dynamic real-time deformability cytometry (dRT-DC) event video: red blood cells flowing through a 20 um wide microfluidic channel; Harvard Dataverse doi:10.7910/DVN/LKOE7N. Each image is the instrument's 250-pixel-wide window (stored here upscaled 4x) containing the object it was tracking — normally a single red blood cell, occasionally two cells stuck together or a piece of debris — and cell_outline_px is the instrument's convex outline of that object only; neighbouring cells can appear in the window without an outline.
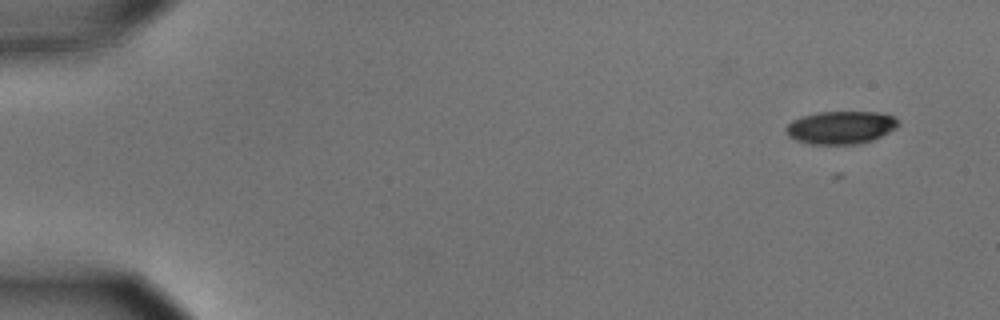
{"species": "common noctule bat (a hibernating species)", "species_latin": "Nyctalus noctula", "temperature_condition": "cold", "stored_images_in_passage": 6, "camera_frame_rate_fps": 3000, "um_per_image_px": 0.085, "animal": {"sex": "male", "body_mass_g": 15.6}, "frame": {"image": 1, "passage_image": 1, "time_ms": 0.0, "image_size_px": [1000, 320], "cell_outline_px": [[900, 124], [896, 128], [872, 140], [856, 144], [812, 144], [796, 140], [788, 136], [784, 128], [792, 120], [800, 116], [816, 112], [880, 112], [896, 116], [900, 120]], "centroid_in_image_um": [71.48, 10.82], "position_along_channel_um": 13.5, "area_um2": 21.73}}
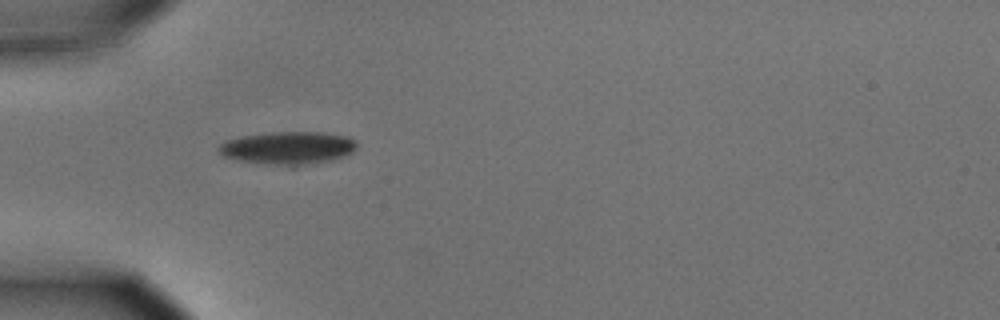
{"frame": {"image": 2, "passage_image": 5, "time_ms": 1.333, "image_size_px": [1000, 320], "cell_outline_px": [[356, 148], [348, 156], [332, 160], [292, 168], [288, 168], [240, 160], [224, 156], [216, 148], [224, 140], [244, 136], [272, 132], [324, 132], [348, 136], [356, 140]], "centroid_in_image_um": [24.52, 12.6], "position_along_channel_um": 60.5, "area_um2": 27.05}}
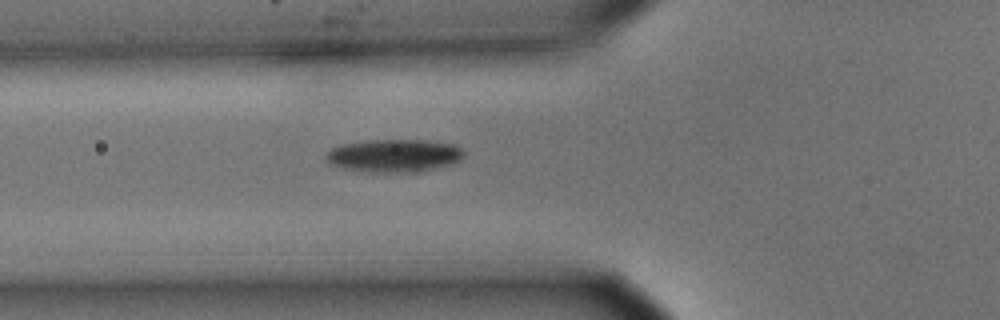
{"frame": {"image": 3, "passage_image": 6, "time_ms": 1.667, "image_size_px": [1000, 320], "cell_outline_px": [[464, 156], [460, 160], [452, 164], [420, 172], [368, 172], [340, 168], [328, 164], [324, 156], [324, 152], [340, 144], [368, 140], [424, 140], [456, 144], [464, 152]], "centroid_in_image_um": [33.45, 13.23], "position_along_channel_um": 92.3, "area_um2": 26.93}}